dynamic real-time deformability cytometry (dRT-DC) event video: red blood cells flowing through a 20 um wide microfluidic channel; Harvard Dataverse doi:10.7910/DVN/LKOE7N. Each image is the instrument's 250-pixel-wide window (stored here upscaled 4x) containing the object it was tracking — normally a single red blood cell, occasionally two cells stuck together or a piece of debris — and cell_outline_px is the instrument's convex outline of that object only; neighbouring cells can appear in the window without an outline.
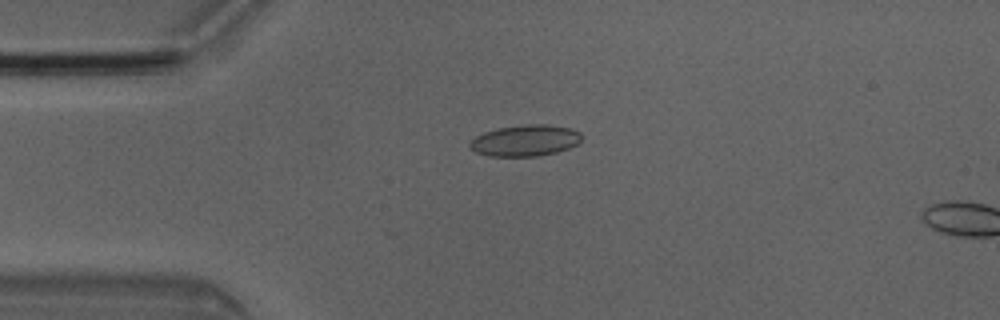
{"species": "Egyptian fruit bat (a non-hibernating species)", "species_latin": "Rousettus aegyptiacus", "temperature_condition": "room temperature", "stored_images_in_passage": 4, "camera_frame_rate_fps": 3000, "um_per_image_px": 0.085, "animal": {"sex": "male"}, "frame": {"image": 1, "passage_image": 3, "time_ms": 0.667, "image_size_px": [1000, 320], "cell_outline_px": [[584, 136], [580, 144], [556, 152], [536, 156], [488, 156], [476, 152], [468, 144], [476, 136], [484, 132], [496, 128], [524, 124], [548, 124], [572, 128], [580, 132]], "centroid_in_image_um": [44.7, 11.93], "position_along_channel_um": 40.3, "area_um2": 20.63}}